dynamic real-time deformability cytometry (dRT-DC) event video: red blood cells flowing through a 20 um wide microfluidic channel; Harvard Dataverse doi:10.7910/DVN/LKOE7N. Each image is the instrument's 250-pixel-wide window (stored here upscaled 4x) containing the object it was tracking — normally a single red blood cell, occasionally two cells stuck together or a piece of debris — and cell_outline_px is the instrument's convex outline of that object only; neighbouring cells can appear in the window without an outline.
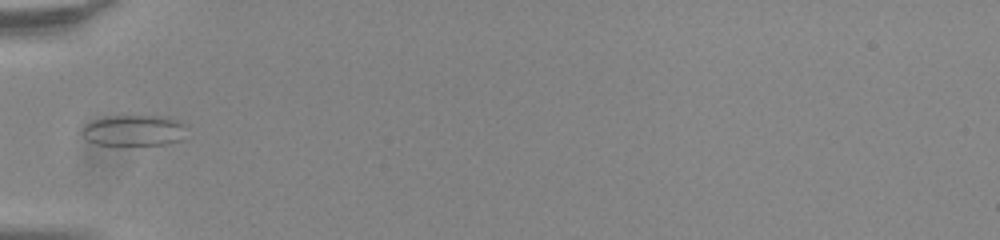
{"species": "common noctule bat (a hibernating species)", "species_latin": "Nyctalus noctula", "temperature_condition": "room temperature", "stored_images_in_passage": 35, "camera_frame_rate_fps": 3000, "um_per_image_px": 0.085, "animal": {"sex": "male", "body_mass_g": 20.0, "forearm_length_mm": 53.3}, "frame": {"image": 1, "passage_image": 1, "time_ms": 0.0, "image_size_px": [1000, 240], "cell_outline_px": [[184, 124], [180, 140], [164, 144], [96, 144], [88, 140], [80, 132], [84, 124], [92, 120], [116, 116], [164, 116], [176, 120]], "centroid_in_image_um": [11.31, 11.08], "position_along_channel_um": 73.7, "area_um2": 18.32}}
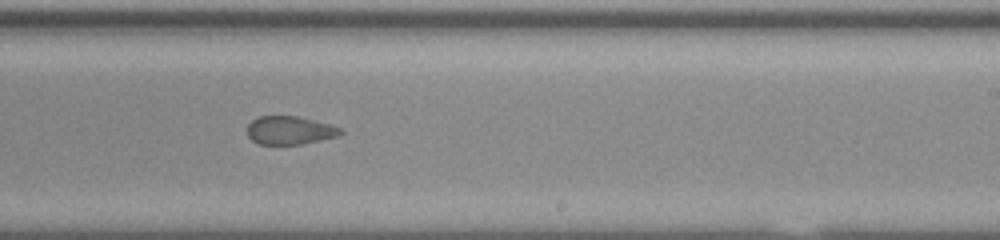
{"frame": {"image": 2, "passage_image": 16, "time_ms": 5.0, "image_size_px": [1000, 240], "cell_outline_px": [[344, 132], [340, 136], [300, 144], [260, 144], [252, 140], [248, 136], [248, 124], [256, 116], [296, 116], [328, 124], [340, 128]], "centroid_in_image_um": [24.62, 11.08], "position_along_channel_um": 264.4, "area_um2": 15.26}}
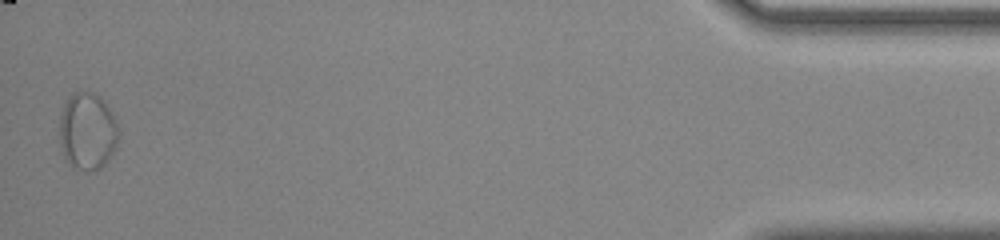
{"frame": {"image": 3, "passage_image": 35, "time_ms": 11.333, "image_size_px": [1000, 240], "cell_outline_px": [[120, 136], [108, 160], [100, 168], [92, 172], [88, 172], [76, 168], [64, 160], [60, 144], [60, 116], [64, 104], [68, 96], [72, 92], [92, 92], [100, 96], [108, 108], [120, 128]], "centroid_in_image_um": [7.43, 11.17], "position_along_channel_um": 427.8, "area_um2": 26.82}, "authors_computed_cell_mechanics": {"area_um2": 17.051, "velocity_mm_per_s": 3.8295, "shape_relaxation_time_tau1_ms": null, "shape_relaxation_time_tau2_ms": 1.2941, "deformation_change_tau1": null, "deformation_change_tau2": 0.0808}}